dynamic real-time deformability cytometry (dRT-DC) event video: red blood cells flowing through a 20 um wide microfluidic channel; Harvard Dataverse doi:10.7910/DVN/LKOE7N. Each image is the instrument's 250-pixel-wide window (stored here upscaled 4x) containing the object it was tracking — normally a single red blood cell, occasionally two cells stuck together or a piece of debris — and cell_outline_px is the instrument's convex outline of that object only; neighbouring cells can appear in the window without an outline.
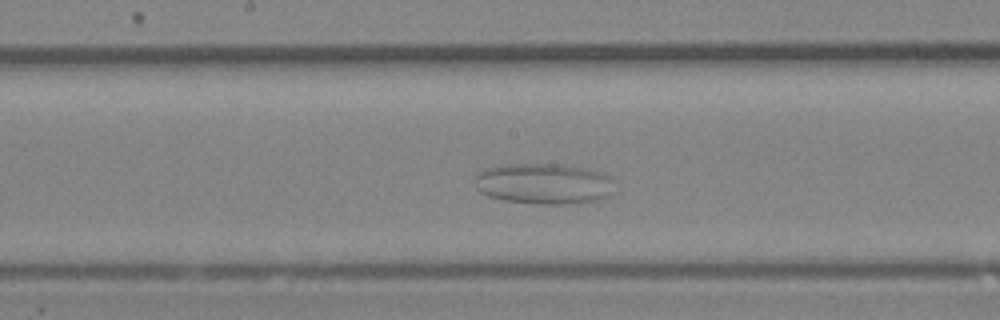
{"species": "Egyptian fruit bat (a non-hibernating species)", "species_latin": "Rousettus aegyptiacus", "temperature_condition": "room temperature", "stored_images_in_passage": 33, "camera_frame_rate_fps": 3000, "um_per_image_px": 0.085, "animal": {"sex": "female"}, "frame": {"image": 1, "passage_image": 15, "time_ms": 4.667, "image_size_px": [1000, 320], "cell_outline_px": [[612, 192], [608, 196], [596, 200], [564, 204], [540, 204], [504, 200], [488, 196], [480, 192], [476, 188], [476, 172], [484, 168], [496, 164], [560, 164], [584, 168], [604, 172], [612, 176]], "centroid_in_image_um": [46.19, 15.59], "position_along_channel_um": 202.0, "area_um2": 33.52}}
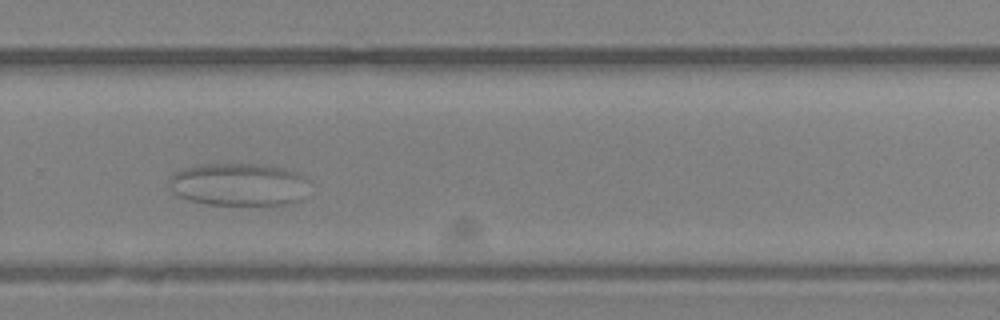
{"frame": {"image": 2, "passage_image": 21, "time_ms": 6.667, "image_size_px": [1000, 320], "cell_outline_px": [[308, 180], [300, 200], [284, 204], [208, 204], [188, 200], [176, 196], [168, 188], [168, 180], [172, 172], [196, 164], [268, 164], [288, 168], [304, 176]], "centroid_in_image_um": [20.21, 15.65], "position_along_channel_um": 309.6, "area_um2": 35.26}}